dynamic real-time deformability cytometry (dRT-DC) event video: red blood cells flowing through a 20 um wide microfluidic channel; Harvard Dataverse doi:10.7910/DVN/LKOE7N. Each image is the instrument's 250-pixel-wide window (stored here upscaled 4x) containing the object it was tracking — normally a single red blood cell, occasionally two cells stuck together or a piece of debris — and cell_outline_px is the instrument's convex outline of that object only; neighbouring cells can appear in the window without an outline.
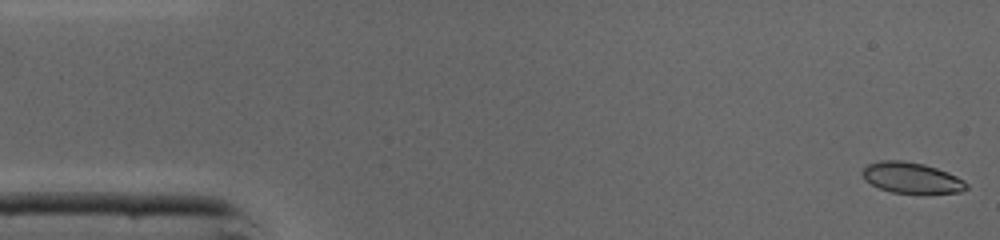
{"species": "common noctule bat (a hibernating species)", "species_latin": "Nyctalus noctula", "temperature_condition": "cold", "stored_images_in_passage": 45, "camera_frame_rate_fps": 3000, "um_per_image_px": 0.085, "animal": {"sex": "male", "body_mass_g": 19.0, "forearm_length_mm": 50.8}, "frame": {"image": 1, "passage_image": 1, "time_ms": 0.0, "image_size_px": [1000, 240], "cell_outline_px": [[968, 188], [960, 192], [924, 196], [892, 192], [880, 188], [864, 180], [860, 172], [868, 164], [880, 160], [904, 160], [924, 164], [948, 172], [964, 180], [968, 184]], "centroid_in_image_um": [77.51, 15.15], "position_along_channel_um": 7.5, "area_um2": 19.48}}
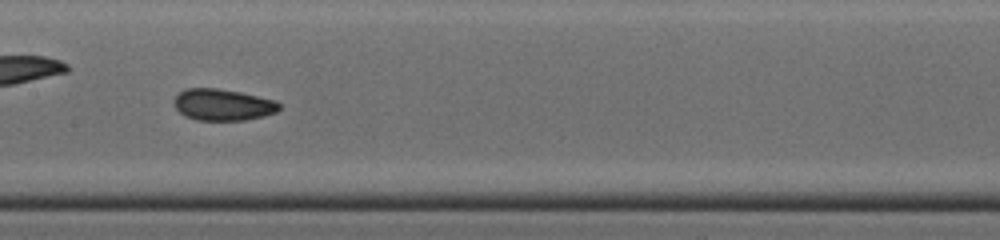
{"frame": {"image": 2, "passage_image": 22, "time_ms": 7.0, "image_size_px": [1000, 240], "cell_outline_px": [[280, 108], [276, 112], [264, 116], [244, 120], [196, 120], [184, 116], [176, 108], [172, 100], [180, 92], [188, 88], [216, 88], [240, 92], [276, 100], [280, 104]], "centroid_in_image_um": [18.94, 8.9], "position_along_channel_um": 188.5, "area_um2": 19.36}}
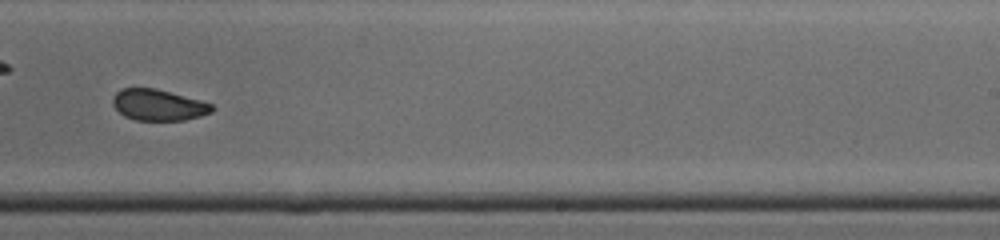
{"frame": {"image": 3, "passage_image": 28, "time_ms": 9.0, "image_size_px": [1000, 240], "cell_outline_px": [[216, 108], [212, 112], [200, 116], [184, 120], [136, 120], [124, 116], [112, 104], [112, 96], [120, 88], [156, 88], [200, 100], [212, 104]], "centroid_in_image_um": [13.45, 8.91], "position_along_channel_um": 275.5, "area_um2": 18.09}, "authors_computed_cell_mechanics": {"area_um2": 19.4786, "velocity_mm_per_s": 4.3625, "shape_relaxation_time_tau1_ms": 6.8853, "shape_relaxation_time_tau2_ms": 1.277, "deformation_change_tau1": 0.1369, "deformation_change_tau2": 0.0532}}